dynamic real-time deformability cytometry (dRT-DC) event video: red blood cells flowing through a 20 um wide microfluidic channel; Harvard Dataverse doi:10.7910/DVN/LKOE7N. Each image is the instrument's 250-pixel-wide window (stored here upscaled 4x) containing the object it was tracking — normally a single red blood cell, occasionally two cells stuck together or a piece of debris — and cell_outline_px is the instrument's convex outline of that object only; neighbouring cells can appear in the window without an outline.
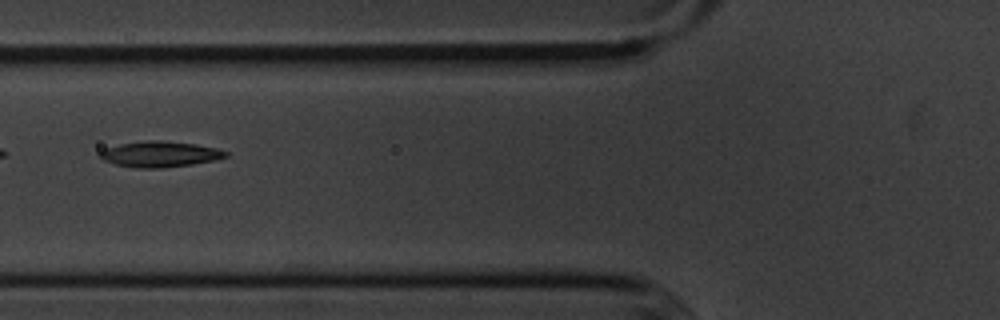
{"species": "common noctule bat (a hibernating species)", "species_latin": "Nyctalus noctula", "temperature_condition": "cold", "stored_images_in_passage": 36, "camera_frame_rate_fps": 3000, "um_per_image_px": 0.085, "animal": {"sex": "male", "body_mass_g": 20.1, "forearm_length_mm": 53.5}, "frame": {"image": 1, "passage_image": 4, "time_ms": 1.0, "image_size_px": [1000, 320], "cell_outline_px": [[228, 156], [216, 160], [192, 164], [164, 168], [136, 168], [116, 164], [104, 160], [96, 156], [104, 148], [120, 144], [148, 140], [160, 140], [196, 144], [216, 148], [228, 152]], "centroid_in_image_um": [13.58, 13.1], "position_along_channel_um": 112.2, "area_um2": 18.96}}
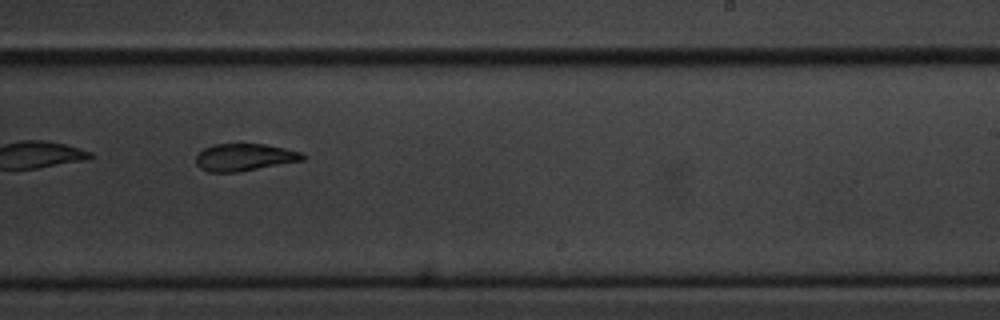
{"frame": {"image": 2, "passage_image": 17, "time_ms": 5.333, "image_size_px": [1000, 320], "cell_outline_px": [[304, 160], [236, 172], [208, 172], [200, 168], [196, 164], [196, 156], [204, 148], [212, 144], [264, 144], [284, 148], [300, 152], [304, 156]], "centroid_in_image_um": [20.73, 13.36], "position_along_channel_um": 268.3, "area_um2": 16.76}}
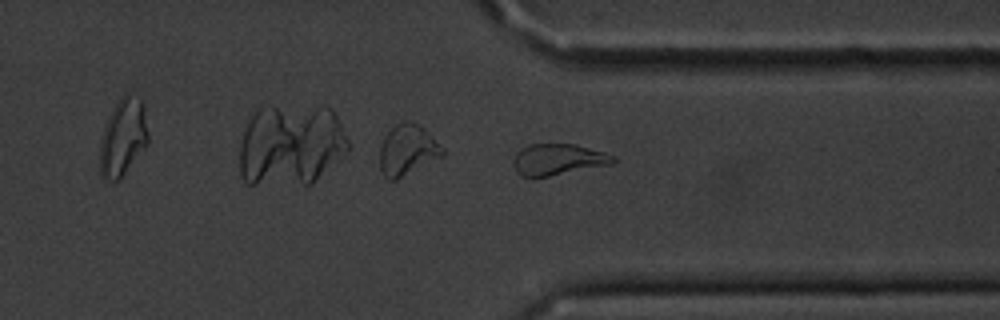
{"frame": {"image": 3, "passage_image": 25, "time_ms": 8.0, "image_size_px": [1000, 320], "cell_outline_px": [[616, 160], [612, 164], [532, 180], [520, 176], [516, 172], [512, 164], [516, 152], [520, 148], [528, 144], [576, 144], [604, 152], [616, 156]], "centroid_in_image_um": [47.38, 13.59], "position_along_channel_um": 364.0, "area_um2": 18.84}}